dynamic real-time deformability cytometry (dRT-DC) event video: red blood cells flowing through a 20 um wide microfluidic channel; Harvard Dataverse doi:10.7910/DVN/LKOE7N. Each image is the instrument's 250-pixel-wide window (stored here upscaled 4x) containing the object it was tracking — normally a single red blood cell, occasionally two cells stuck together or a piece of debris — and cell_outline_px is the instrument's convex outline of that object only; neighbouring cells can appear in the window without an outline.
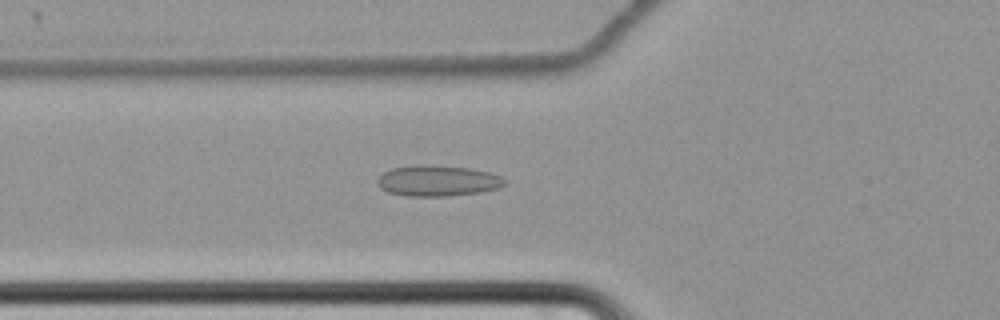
{"species": "common noctule bat (a hibernating species)", "species_latin": "Nyctalus noctula", "temperature_condition": "cold", "stored_images_in_passage": 65, "camera_frame_rate_fps": 3000, "um_per_image_px": 0.085, "animal": {"sex": "female", "body_mass_g": 22.7, "forearm_length_mm": 54.2}, "frame": {"image": 1, "passage_image": 27, "time_ms": 8.667, "image_size_px": [1000, 320], "cell_outline_px": [[504, 184], [500, 188], [480, 192], [448, 196], [404, 196], [388, 192], [380, 188], [376, 184], [376, 180], [384, 172], [392, 168], [416, 164], [420, 164], [472, 168], [488, 172], [500, 176], [504, 180]], "centroid_in_image_um": [37.16, 15.36], "position_along_channel_um": 88.6, "area_um2": 23.0}}
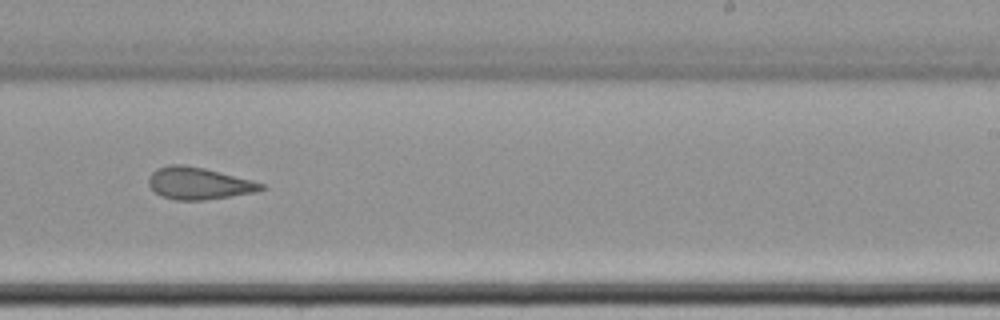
{"frame": {"image": 2, "passage_image": 43, "time_ms": 14.0, "image_size_px": [1000, 320], "cell_outline_px": [[264, 188], [252, 192], [204, 200], [176, 200], [164, 196], [156, 192], [148, 184], [148, 176], [156, 168], [168, 164], [184, 164], [204, 168], [252, 180], [264, 184]], "centroid_in_image_um": [16.83, 15.56], "position_along_channel_um": 272.2, "area_um2": 20.75}}
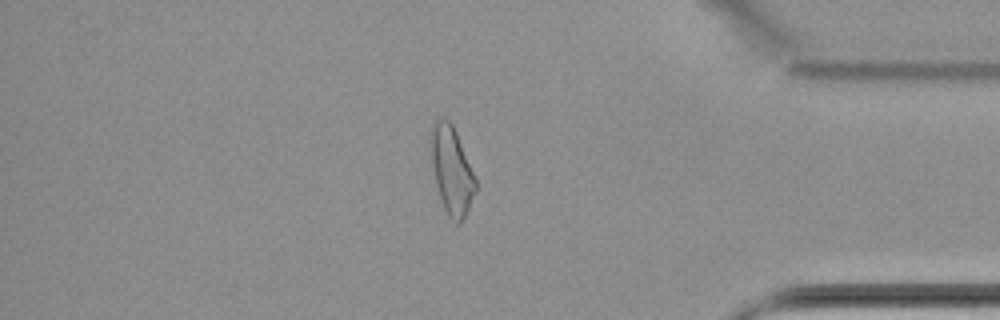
{"frame": {"image": 3, "passage_image": 56, "time_ms": 18.333, "image_size_px": [1000, 320], "cell_outline_px": [[476, 192], [460, 224], [456, 224], [448, 216], [440, 200], [436, 184], [432, 160], [432, 120], [448, 120], [452, 124], [456, 132], [476, 180]], "centroid_in_image_um": [38.4, 14.53], "position_along_channel_um": 396.8, "area_um2": 22.14}, "authors_computed_cell_mechanics": {"area_um2": 23.5824, "velocity_mm_per_s": 3.4448, "shape_relaxation_time_tau1_ms": null, "shape_relaxation_time_tau2_ms": 2.2771, "deformation_change_tau1": null, "deformation_change_tau2": 0.0905}}